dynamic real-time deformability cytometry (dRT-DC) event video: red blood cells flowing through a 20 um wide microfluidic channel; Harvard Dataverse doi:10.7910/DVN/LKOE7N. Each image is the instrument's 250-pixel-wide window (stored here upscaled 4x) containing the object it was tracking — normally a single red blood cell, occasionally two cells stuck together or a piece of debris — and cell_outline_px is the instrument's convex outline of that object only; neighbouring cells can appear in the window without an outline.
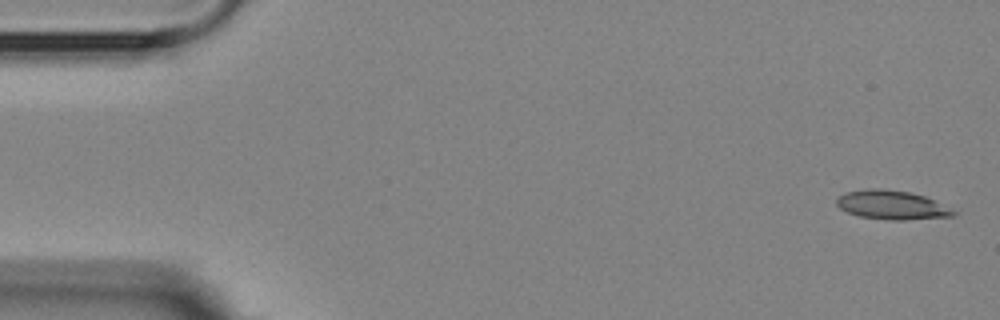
{"species": "Egyptian fruit bat (a non-hibernating species)", "species_latin": "Rousettus aegyptiacus", "temperature_condition": "room temperature", "stored_images_in_passage": 6, "camera_frame_rate_fps": 3000, "um_per_image_px": 0.085, "animal": {"sex": "female"}, "frame": {"image": 1, "passage_image": 1, "time_ms": 0.0, "image_size_px": [1000, 320], "cell_outline_px": [[956, 212], [952, 216], [904, 220], [888, 220], [860, 216], [848, 212], [840, 208], [836, 204], [836, 196], [844, 192], [868, 188], [880, 188], [912, 192], [924, 196]], "centroid_in_image_um": [75.71, 17.41], "position_along_channel_um": 9.3, "area_um2": 19.59}}
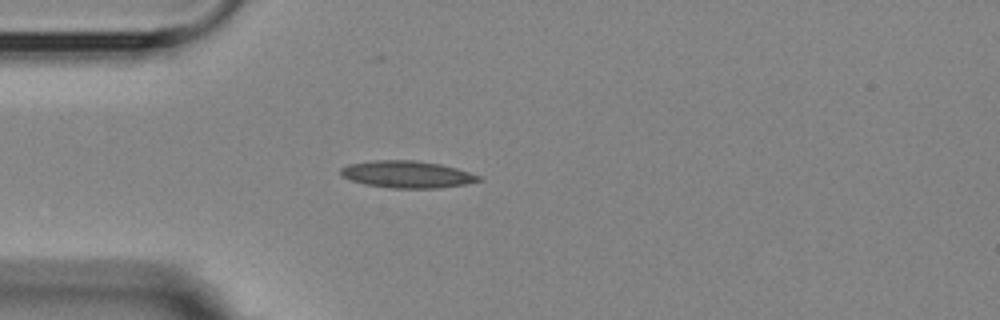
{"frame": {"image": 2, "passage_image": 5, "time_ms": 4.333, "image_size_px": [1000, 320], "cell_outline_px": [[484, 180], [464, 184], [440, 188], [392, 188], [364, 184], [352, 180], [344, 176], [340, 172], [340, 168], [348, 164], [372, 160], [412, 160], [440, 164], [456, 168], [480, 176]], "centroid_in_image_um": [34.6, 14.82], "position_along_channel_um": 50.4, "area_um2": 21.62}}